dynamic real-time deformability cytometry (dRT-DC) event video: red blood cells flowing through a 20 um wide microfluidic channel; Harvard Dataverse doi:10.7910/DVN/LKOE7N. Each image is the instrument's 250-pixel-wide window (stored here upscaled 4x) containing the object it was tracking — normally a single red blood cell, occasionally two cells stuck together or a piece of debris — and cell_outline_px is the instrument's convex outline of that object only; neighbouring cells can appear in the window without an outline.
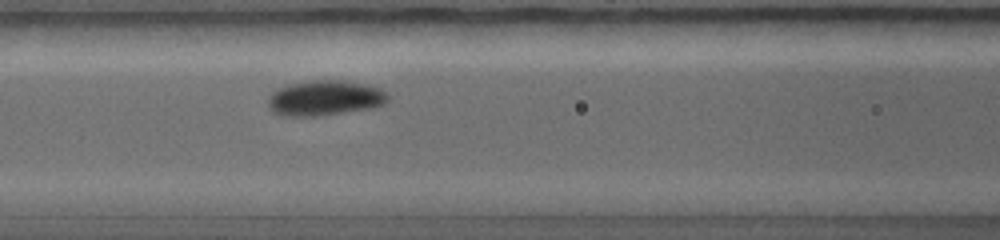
{"species": "common noctule bat (a hibernating species)", "species_latin": "Nyctalus noctula", "temperature_condition": "warm", "stored_images_in_passage": 20, "camera_frame_rate_fps": 5000, "um_per_image_px": 0.085, "animal": {"sex": "female", "body_mass_g": 19.0, "forearm_length_mm": 56.7}, "frame": {"image": 1, "passage_image": 8, "time_ms": 2.8, "image_size_px": [1000, 240], "cell_outline_px": [[388, 100], [384, 104], [372, 108], [316, 116], [284, 116], [272, 112], [268, 104], [268, 100], [272, 92], [276, 88], [288, 84], [308, 80], [344, 80], [364, 84], [380, 88], [388, 92]], "centroid_in_image_um": [27.6, 8.32], "position_along_channel_um": 139.0, "area_um2": 24.8}}
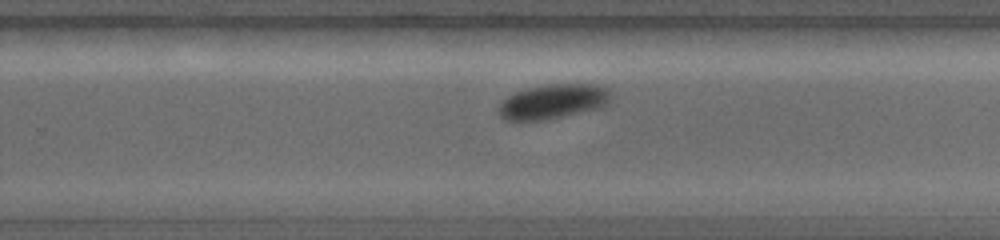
{"frame": {"image": 2, "passage_image": 14, "time_ms": 5.2, "image_size_px": [1000, 240], "cell_outline_px": [[612, 96], [604, 108], [544, 120], [508, 120], [500, 116], [500, 104], [508, 96], [516, 92], [528, 88], [548, 84], [596, 84], [608, 88]], "centroid_in_image_um": [47.1, 8.62], "position_along_channel_um": 282.7, "area_um2": 22.66}}
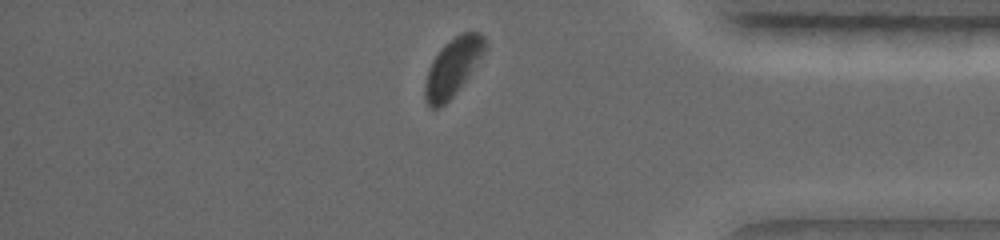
{"frame": {"image": 3, "passage_image": 20, "time_ms": 7.4, "image_size_px": [1000, 240], "cell_outline_px": [[484, 52], [456, 92], [440, 108], [428, 108], [424, 96], [424, 84], [432, 60], [440, 48], [444, 44], [456, 36], [464, 32], [480, 32], [484, 36]], "centroid_in_image_um": [38.43, 5.73], "position_along_channel_um": 396.8, "area_um2": 19.71}}